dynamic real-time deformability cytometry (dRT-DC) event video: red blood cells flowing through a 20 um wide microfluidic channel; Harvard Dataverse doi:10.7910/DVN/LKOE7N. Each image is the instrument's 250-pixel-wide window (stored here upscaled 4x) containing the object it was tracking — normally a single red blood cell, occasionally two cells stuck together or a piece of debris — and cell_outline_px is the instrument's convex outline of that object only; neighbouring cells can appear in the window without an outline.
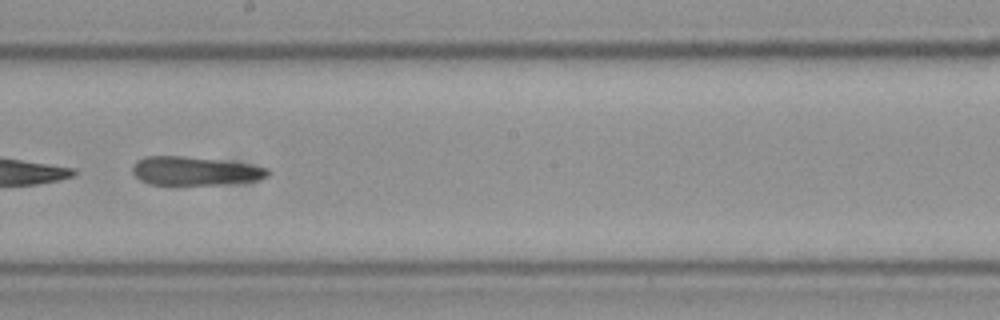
{"species": "Egyptian fruit bat (a non-hibernating species)", "species_latin": "Rousettus aegyptiacus", "temperature_condition": "cold", "stored_images_in_passage": 29, "camera_frame_rate_fps": 3000, "um_per_image_px": 0.085, "frame": {"image": 1, "passage_image": 17, "time_ms": 5.333, "image_size_px": [1000, 320], "cell_outline_px": [[272, 172], [268, 176], [256, 180], [216, 184], [148, 184], [140, 180], [132, 172], [132, 168], [136, 160], [144, 156], [184, 156], [248, 164], [268, 168]], "centroid_in_image_um": [16.53, 14.52], "position_along_channel_um": 231.7, "area_um2": 22.31}, "authors_computed_cell_mechanics": {"area_um2": 22.831, "velocity_mm_per_s": 3.5482, "shape_relaxation_time_tau1_ms": null, "shape_relaxation_time_tau2_ms": 4.1012, "deformation_change_tau1": null, "deformation_change_tau2": 0.156}}